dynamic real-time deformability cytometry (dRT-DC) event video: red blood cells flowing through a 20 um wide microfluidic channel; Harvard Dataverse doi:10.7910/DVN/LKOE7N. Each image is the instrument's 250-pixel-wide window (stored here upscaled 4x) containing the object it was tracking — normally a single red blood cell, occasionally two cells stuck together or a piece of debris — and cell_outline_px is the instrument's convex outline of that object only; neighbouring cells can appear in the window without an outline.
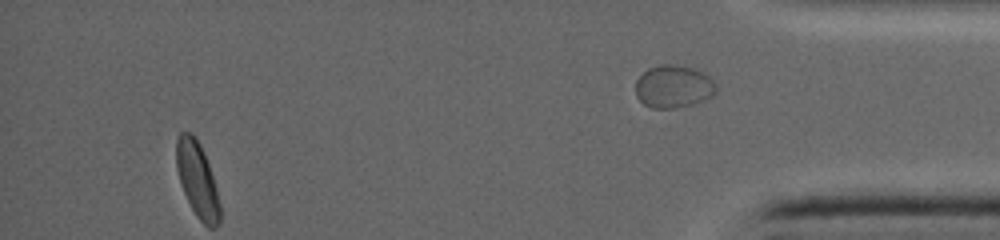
{"species": "common noctule bat (a hibernating species)", "species_latin": "Nyctalus noctula", "temperature_condition": "warm", "stored_images_in_passage": 36, "segment_of_instrument_passage": [2, 2], "camera_frame_rate_fps": 5000, "um_per_image_px": 0.085, "animal": {"sex": "female", "body_mass_g": 19.0, "forearm_length_mm": 53.3}, "frame": {"image": 1, "passage_image": 36, "time_ms": 12.4, "image_size_px": [1000, 240], "cell_outline_px": [[716, 92], [692, 104], [672, 108], [652, 108], [644, 104], [636, 96], [636, 80], [648, 68], [664, 64], [668, 64], [692, 68], [708, 76], [712, 80], [716, 88]], "centroid_in_image_um": [57.19, 7.36], "position_along_channel_um": 378.0, "area_um2": 19.48}}